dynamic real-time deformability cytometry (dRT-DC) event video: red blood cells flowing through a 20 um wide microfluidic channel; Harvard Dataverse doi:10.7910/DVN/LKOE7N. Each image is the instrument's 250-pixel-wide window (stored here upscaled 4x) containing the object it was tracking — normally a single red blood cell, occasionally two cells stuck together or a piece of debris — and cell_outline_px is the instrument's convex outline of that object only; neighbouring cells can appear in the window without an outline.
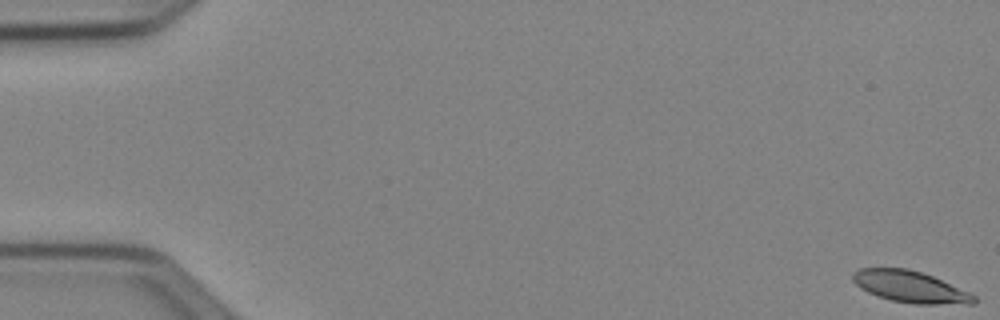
{"species": "Egyptian fruit bat (a non-hibernating species)", "species_latin": "Rousettus aegyptiacus", "temperature_condition": "cold", "stored_images_in_passage": 53, "camera_frame_rate_fps": 3000, "um_per_image_px": 0.085, "animal": {"sex": "female"}, "frame": {"image": 1, "passage_image": 1, "time_ms": 0.0, "image_size_px": [1000, 320], "cell_outline_px": [[976, 304], [916, 304], [892, 300], [868, 292], [860, 288], [852, 280], [852, 272], [860, 268], [908, 268], [932, 276], [968, 292], [976, 296]], "centroid_in_image_um": [77.36, 24.37], "position_along_channel_um": 7.6, "area_um2": 22.08}}
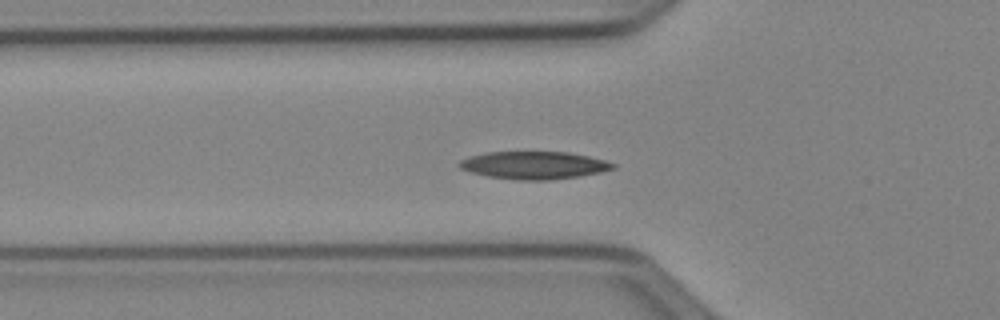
{"frame": {"image": 2, "passage_image": 19, "time_ms": 6.0, "image_size_px": [1000, 320], "cell_outline_px": [[616, 168], [600, 172], [552, 180], [516, 180], [488, 176], [472, 172], [460, 168], [456, 164], [460, 160], [468, 156], [488, 152], [568, 152], [588, 156], [604, 160], [616, 164]], "centroid_in_image_um": [45.36, 14.04], "position_along_channel_um": 80.4, "area_um2": 24.68}}
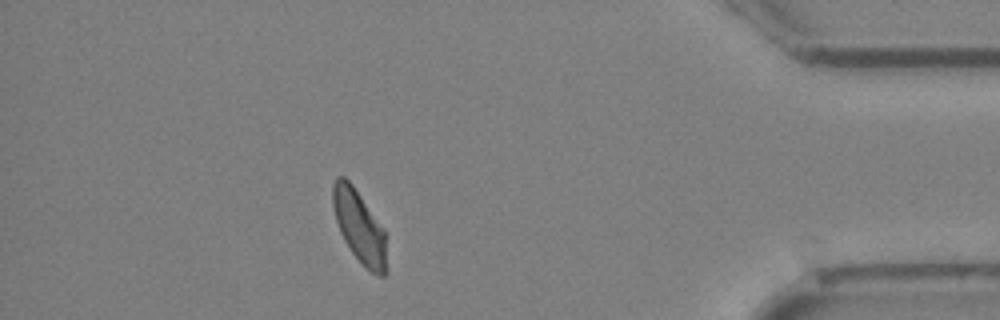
{"frame": {"image": 3, "passage_image": 47, "time_ms": 15.333, "image_size_px": [1000, 320], "cell_outline_px": [[388, 272], [384, 276], [376, 276], [352, 252], [344, 240], [340, 232], [336, 220], [332, 204], [332, 184], [336, 176], [344, 176], [352, 184], [384, 228], [388, 268]], "centroid_in_image_um": [30.56, 19.26], "position_along_channel_um": 404.6, "area_um2": 22.77}, "authors_computed_cell_mechanics": {"area_um2": 23.2356, "velocity_mm_per_s": 3.9242, "shape_relaxation_time_tau1_ms": 3.5784, "shape_relaxation_time_tau2_ms": 4.6593, "deformation_change_tau1": 0.1154, "deformation_change_tau2": 0.0907}}